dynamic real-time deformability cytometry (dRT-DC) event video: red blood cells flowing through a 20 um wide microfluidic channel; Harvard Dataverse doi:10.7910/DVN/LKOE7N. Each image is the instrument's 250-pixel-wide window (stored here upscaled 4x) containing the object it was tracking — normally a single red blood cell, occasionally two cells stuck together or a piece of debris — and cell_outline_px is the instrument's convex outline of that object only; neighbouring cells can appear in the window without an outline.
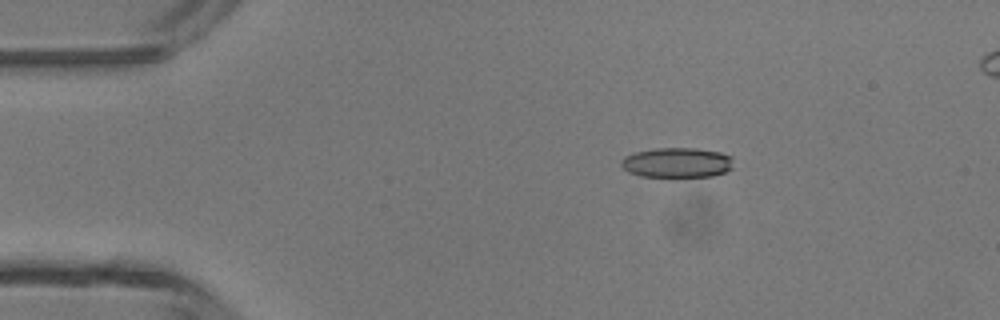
{"species": "common noctule bat (a hibernating species)", "species_latin": "Nyctalus noctula", "temperature_condition": "room temperature", "stored_images_in_passage": 6, "camera_frame_rate_fps": 3000, "um_per_image_px": 0.085, "animal": {"sex": "male", "body_mass_g": 13.3}, "frame": {"image": 1, "passage_image": 3, "time_ms": 2.333, "image_size_px": [1000, 320], "cell_outline_px": [[732, 168], [724, 172], [712, 176], [676, 180], [640, 176], [628, 172], [620, 164], [620, 160], [624, 156], [636, 152], [656, 148], [696, 148], [720, 152], [732, 156]], "centroid_in_image_um": [57.53, 13.87], "position_along_channel_um": 27.5, "area_um2": 20.58}}
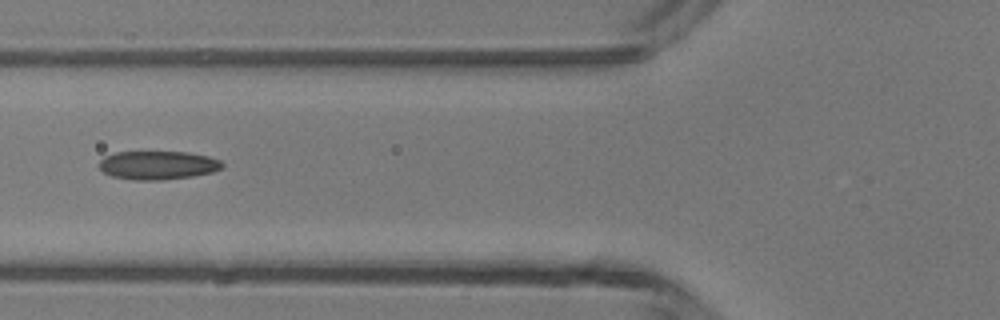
{"frame": {"image": 2, "passage_image": 6, "time_ms": 5.667, "image_size_px": [1000, 320], "cell_outline_px": [[224, 164], [220, 168], [212, 172], [192, 176], [160, 180], [132, 180], [112, 176], [104, 172], [100, 168], [100, 160], [104, 156], [116, 152], [188, 152], [208, 156], [220, 160]], "centroid_in_image_um": [13.4, 14.04], "position_along_channel_um": 112.4, "area_um2": 20.4}}